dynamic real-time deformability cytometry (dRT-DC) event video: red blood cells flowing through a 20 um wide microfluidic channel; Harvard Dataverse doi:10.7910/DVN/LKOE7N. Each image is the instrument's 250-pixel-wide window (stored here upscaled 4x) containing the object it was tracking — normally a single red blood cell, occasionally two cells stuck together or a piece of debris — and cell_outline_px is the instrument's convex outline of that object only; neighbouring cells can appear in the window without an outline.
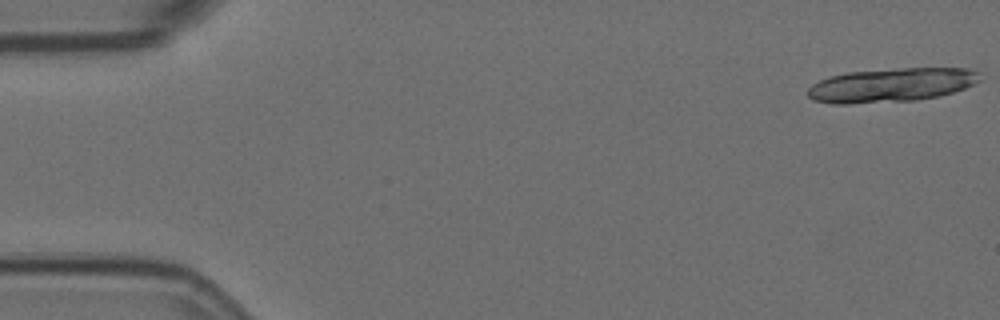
{"species": "Egyptian fruit bat (a non-hibernating species)", "species_latin": "Rousettus aegyptiacus", "temperature_condition": "room temperature", "stored_images_in_passage": 21, "camera_frame_rate_fps": 3000, "um_per_image_px": 0.085, "animal": {"sex": "female"}, "frame": {"image": 1, "passage_image": 1, "time_ms": 0.0, "image_size_px": [1000, 320], "cell_outline_px": [[980, 80], [964, 88], [940, 96], [916, 100], [848, 104], [832, 104], [812, 100], [808, 96], [808, 88], [812, 84], [820, 80], [832, 76], [848, 72], [904, 68], [968, 68], [980, 72]], "centroid_in_image_um": [75.76, 7.23], "position_along_channel_um": 9.2, "area_um2": 33.99}}